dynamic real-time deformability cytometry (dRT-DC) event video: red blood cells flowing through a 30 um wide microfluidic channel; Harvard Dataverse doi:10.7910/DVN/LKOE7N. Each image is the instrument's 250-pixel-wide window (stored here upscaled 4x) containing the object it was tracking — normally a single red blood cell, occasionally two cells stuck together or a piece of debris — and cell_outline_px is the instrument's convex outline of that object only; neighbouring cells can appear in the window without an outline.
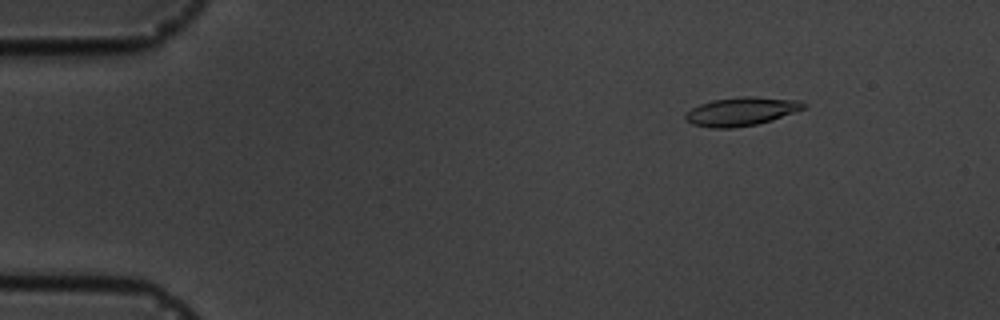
{"species": "common noctule bat (a hibernating species)", "species_latin": "Nyctalus noctula", "temperature_condition": "cold", "stored_images_in_passage": 9, "camera_frame_rate_fps": 3000, "um_per_image_px": 0.085, "animal": {"sex": "male", "body_mass_g": 19.5, "forearm_length_mm": 54.6}, "frame": {"image": 1, "passage_image": 1, "time_ms": 0.0, "image_size_px": [1000, 320], "cell_outline_px": [[808, 104], [804, 108], [772, 120], [756, 124], [732, 128], [712, 128], [692, 124], [684, 120], [684, 116], [692, 108], [700, 104], [712, 100], [740, 96], [752, 96], [804, 100]], "centroid_in_image_um": [63.03, 9.46], "position_along_channel_um": 22.0, "area_um2": 19.77}}
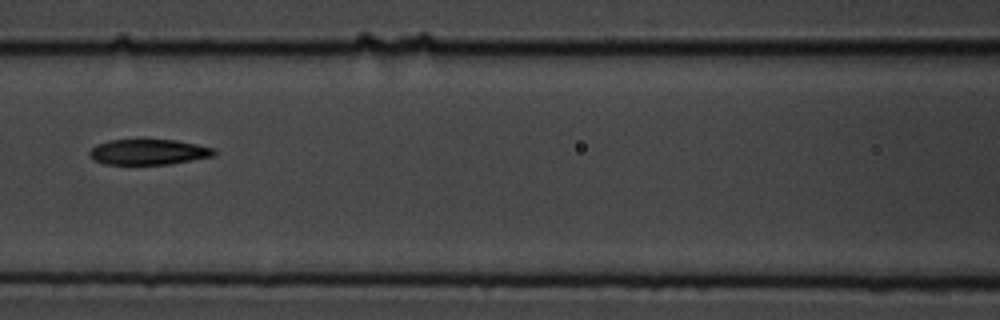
{"frame": {"image": 2, "passage_image": 6, "time_ms": 6.0, "image_size_px": [1000, 320], "cell_outline_px": [[216, 152], [212, 156], [192, 160], [168, 164], [104, 164], [92, 160], [88, 156], [88, 152], [96, 144], [108, 140], [136, 136], [176, 140], [196, 144], [212, 148]], "centroid_in_image_um": [12.51, 12.86], "position_along_channel_um": 154.1, "area_um2": 19.42}}
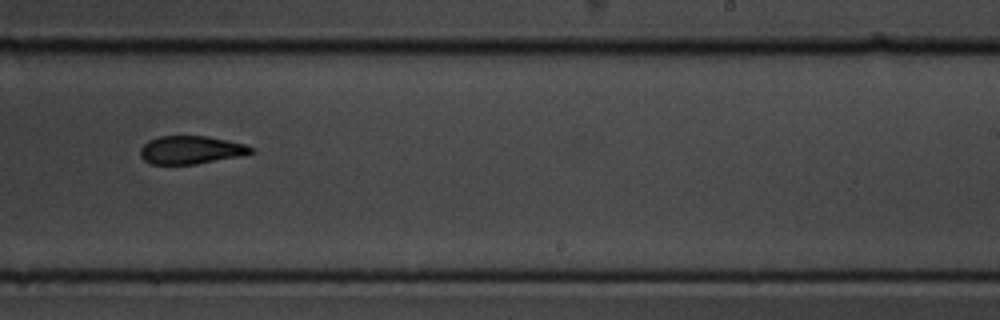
{"frame": {"image": 3, "passage_image": 9, "time_ms": 9.333, "image_size_px": [1000, 320], "cell_outline_px": [[256, 152], [244, 156], [196, 164], [152, 164], [144, 160], [140, 156], [140, 148], [148, 140], [160, 136], [208, 136], [228, 140], [244, 144], [252, 148]], "centroid_in_image_um": [16.26, 12.75], "position_along_channel_um": 272.7, "area_um2": 18.32}}